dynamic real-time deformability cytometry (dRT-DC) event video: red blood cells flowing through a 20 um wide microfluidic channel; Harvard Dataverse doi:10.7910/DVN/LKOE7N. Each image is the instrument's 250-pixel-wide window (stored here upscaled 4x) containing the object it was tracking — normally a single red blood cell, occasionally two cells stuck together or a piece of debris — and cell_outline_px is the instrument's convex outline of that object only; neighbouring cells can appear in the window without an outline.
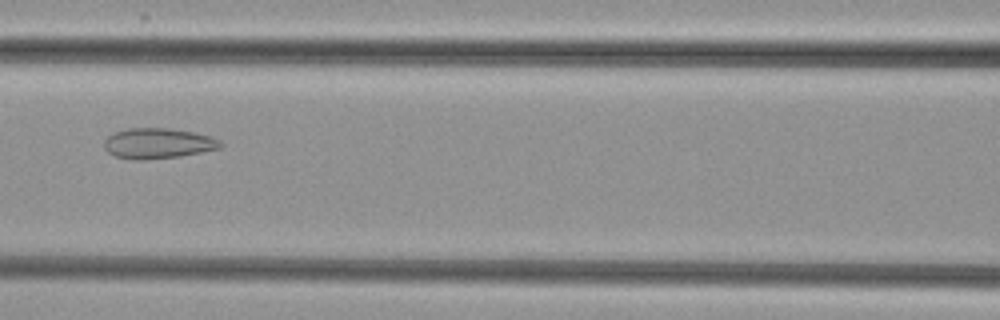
{"species": "common noctule bat (a hibernating species)", "species_latin": "Nyctalus noctula", "temperature_condition": "cold", "stored_images_in_passage": 7, "camera_frame_rate_fps": 3000, "um_per_image_px": 0.085, "animal": {"sex": "female", "body_mass_g": 29.2, "forearm_length_mm": 56.3}, "frame": {"image": 1, "passage_image": 4, "time_ms": 3.667, "image_size_px": [1000, 320], "cell_outline_px": [[224, 144], [220, 148], [180, 156], [140, 160], [136, 160], [116, 156], [108, 152], [104, 148], [104, 140], [112, 132], [128, 128], [168, 128], [196, 132], [220, 140]], "centroid_in_image_um": [13.41, 12.17], "position_along_channel_um": 153.2, "area_um2": 20.63}}
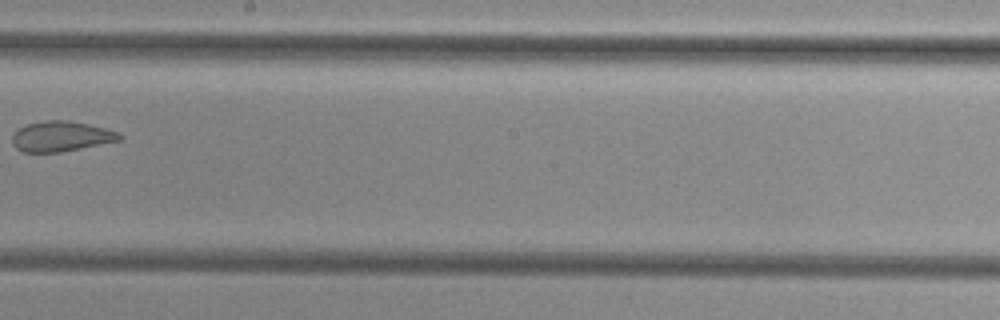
{"frame": {"image": 2, "passage_image": 6, "time_ms": 6.0, "image_size_px": [1000, 320], "cell_outline_px": [[124, 136], [120, 140], [60, 152], [24, 152], [16, 148], [12, 144], [12, 136], [20, 128], [28, 124], [44, 120], [68, 120], [88, 124], [104, 128], [116, 132]], "centroid_in_image_um": [5.17, 11.59], "position_along_channel_um": 243.0, "area_um2": 18.67}}
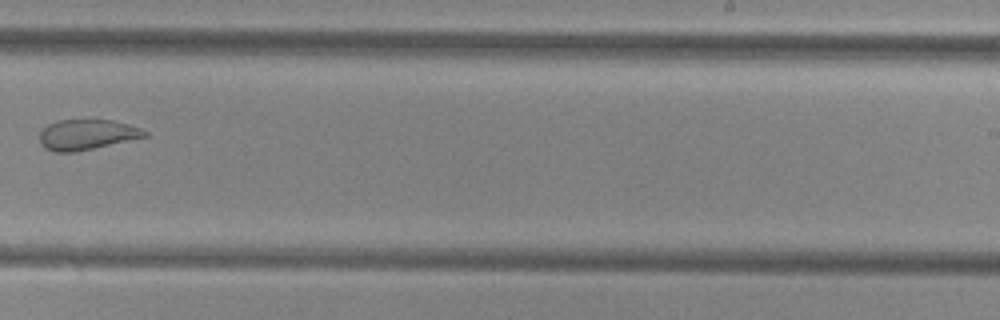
{"frame": {"image": 3, "passage_image": 7, "time_ms": 7.0, "image_size_px": [1000, 320], "cell_outline_px": [[148, 136], [76, 152], [56, 152], [44, 148], [40, 144], [40, 132], [48, 124], [56, 120], [112, 120], [128, 124], [140, 128], [148, 132]], "centroid_in_image_um": [7.37, 11.44], "position_along_channel_um": 281.6, "area_um2": 18.55}}